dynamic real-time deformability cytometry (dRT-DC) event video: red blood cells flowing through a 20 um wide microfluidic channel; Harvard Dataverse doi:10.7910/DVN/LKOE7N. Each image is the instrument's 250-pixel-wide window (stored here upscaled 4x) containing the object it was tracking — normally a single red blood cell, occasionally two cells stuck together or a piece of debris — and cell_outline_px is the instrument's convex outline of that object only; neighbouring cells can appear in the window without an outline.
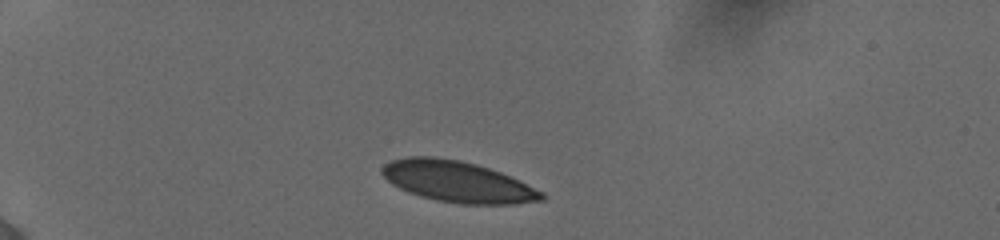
{"species": "human", "species_latin": "Homo sapiens", "temperature_condition": "cold", "stored_images_in_passage": 59, "camera_frame_rate_fps": 3000, "um_per_image_px": 0.085, "donor": {"sex": "female"}, "frame": {"image": 1, "passage_image": 1, "time_ms": 0.0, "image_size_px": [1000, 240], "cell_outline_px": [[544, 200], [516, 204], [460, 204], [436, 200], [420, 196], [408, 192], [392, 184], [380, 172], [380, 168], [384, 164], [392, 160], [412, 156], [428, 156], [460, 160], [488, 168], [500, 172], [544, 192]], "centroid_in_image_um": [38.87, 15.45], "position_along_channel_um": 46.1, "area_um2": 37.97}}
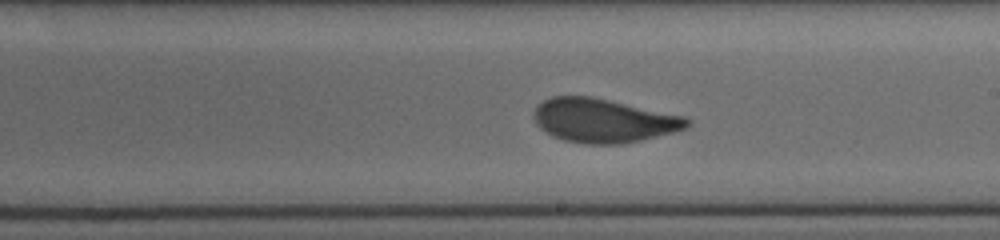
{"frame": {"image": 2, "passage_image": 23, "time_ms": 6.333, "image_size_px": [1000, 240], "cell_outline_px": [[692, 124], [688, 128], [624, 144], [584, 144], [564, 140], [552, 136], [540, 128], [536, 124], [532, 116], [532, 112], [544, 100], [552, 96], [592, 96], [684, 116], [692, 120]], "centroid_in_image_um": [51.29, 10.25], "position_along_channel_um": 237.7, "area_um2": 39.3}}
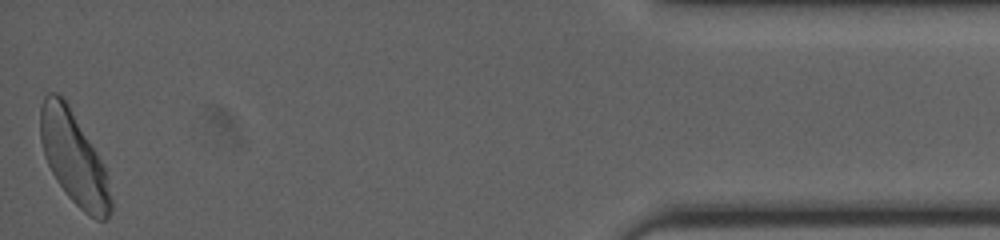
{"frame": {"image": 3, "passage_image": 58, "time_ms": 13.0, "image_size_px": [1000, 240], "cell_outline_px": [[112, 212], [104, 220], [96, 220], [84, 212], [68, 196], [56, 180], [44, 156], [40, 140], [40, 108], [44, 96], [48, 92], [56, 92], [64, 96], [96, 152], [104, 168], [112, 200]], "centroid_in_image_um": [6.24, 13.41], "position_along_channel_um": 429.0, "area_um2": 37.69}, "authors_computed_cell_mechanics": {"area_um2": 38.3792, "velocity_mm_per_s": 3.8464, "shape_relaxation_time_tau1_ms": 4.3544, "shape_relaxation_time_tau2_ms": null, "deformation_change_tau1": 0.1287, "deformation_change_tau2": null}}